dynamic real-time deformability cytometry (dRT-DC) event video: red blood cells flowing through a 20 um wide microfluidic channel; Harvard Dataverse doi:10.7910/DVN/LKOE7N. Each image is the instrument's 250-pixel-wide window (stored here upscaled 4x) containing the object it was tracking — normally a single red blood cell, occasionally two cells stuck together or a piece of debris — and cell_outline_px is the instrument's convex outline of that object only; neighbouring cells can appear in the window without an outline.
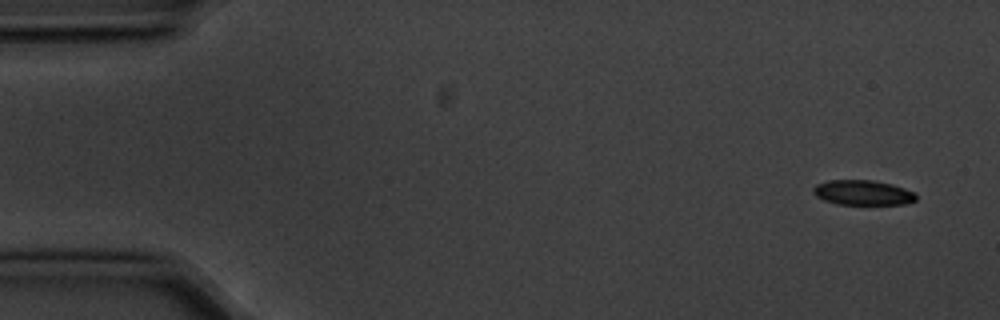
{"species": "common noctule bat (a hibernating species)", "species_latin": "Nyctalus noctula", "temperature_condition": "cold", "stored_images_in_passage": 5, "camera_frame_rate_fps": 3000, "um_per_image_px": 0.085, "animal": {"sex": "male", "body_mass_g": 20.1, "forearm_length_mm": 53.5}, "frame": {"image": 1, "passage_image": 5, "time_ms": 1.333, "image_size_px": [1000, 320], "cell_outline_px": [[916, 200], [904, 204], [836, 204], [824, 200], [816, 196], [812, 192], [812, 188], [816, 184], [828, 180], [872, 180], [892, 184], [916, 192]], "centroid_in_image_um": [73.33, 16.37], "position_along_channel_um": 11.7, "area_um2": 15.03}}